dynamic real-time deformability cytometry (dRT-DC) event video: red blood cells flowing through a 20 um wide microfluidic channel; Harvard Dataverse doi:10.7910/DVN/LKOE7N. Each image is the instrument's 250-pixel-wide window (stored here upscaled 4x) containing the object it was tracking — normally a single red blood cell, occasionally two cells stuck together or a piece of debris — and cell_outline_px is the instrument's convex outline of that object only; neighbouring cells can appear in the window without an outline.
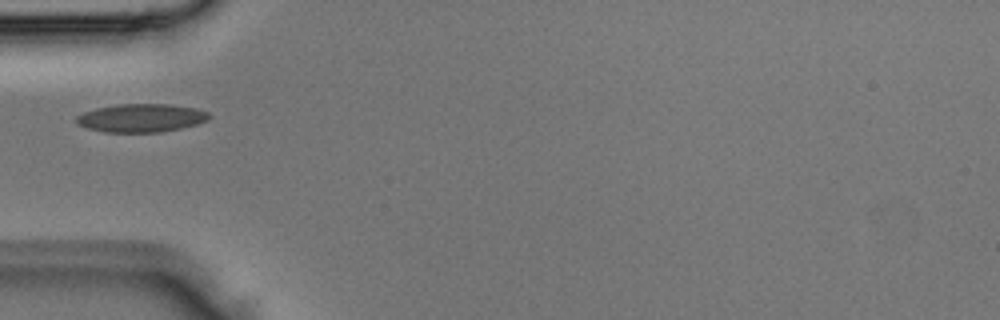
{"species": "Egyptian fruit bat (a non-hibernating species)", "species_latin": "Rousettus aegyptiacus", "temperature_condition": "room temperature", "stored_images_in_passage": 3, "camera_frame_rate_fps": 3000, "um_per_image_px": 0.085, "animal": {"sex": "male"}, "frame": {"image": 1, "passage_image": 3, "time_ms": 0.667, "image_size_px": [1000, 320], "cell_outline_px": [[212, 116], [208, 120], [196, 124], [180, 128], [160, 132], [104, 132], [88, 128], [76, 124], [76, 116], [84, 112], [96, 108], [116, 104], [168, 104], [196, 108], [208, 112]], "centroid_in_image_um": [12.0, 10.02], "position_along_channel_um": 73.0, "area_um2": 21.91}}